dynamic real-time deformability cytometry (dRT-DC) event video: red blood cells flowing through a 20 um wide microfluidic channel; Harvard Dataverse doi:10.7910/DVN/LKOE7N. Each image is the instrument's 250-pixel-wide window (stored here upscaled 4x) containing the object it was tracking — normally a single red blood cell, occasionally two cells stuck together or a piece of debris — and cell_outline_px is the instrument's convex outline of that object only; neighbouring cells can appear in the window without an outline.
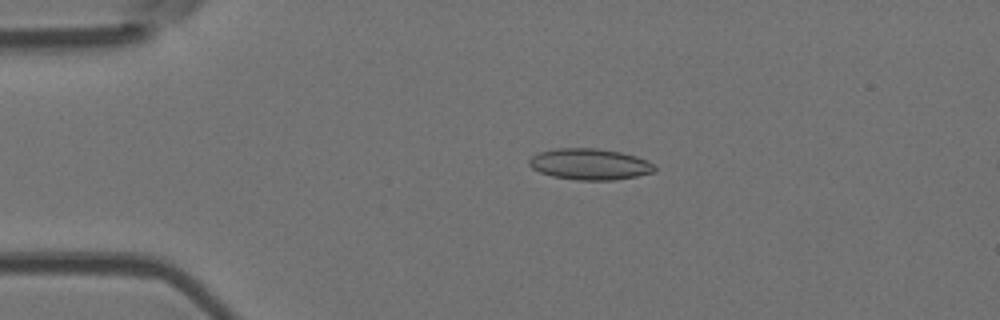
{"species": "Egyptian fruit bat (a non-hibernating species)", "species_latin": "Rousettus aegyptiacus", "temperature_condition": "room temperature", "stored_images_in_passage": 52, "camera_frame_rate_fps": 3000, "um_per_image_px": 0.085, "animal": {"sex": "female"}, "frame": {"image": 1, "passage_image": 11, "time_ms": 3.333, "image_size_px": [1000, 320], "cell_outline_px": [[656, 172], [636, 176], [612, 180], [576, 180], [552, 176], [540, 172], [532, 168], [528, 164], [528, 160], [532, 156], [540, 152], [556, 148], [596, 148], [620, 152], [636, 156], [656, 164]], "centroid_in_image_um": [50.15, 13.95], "position_along_channel_um": 34.9, "area_um2": 22.89}}
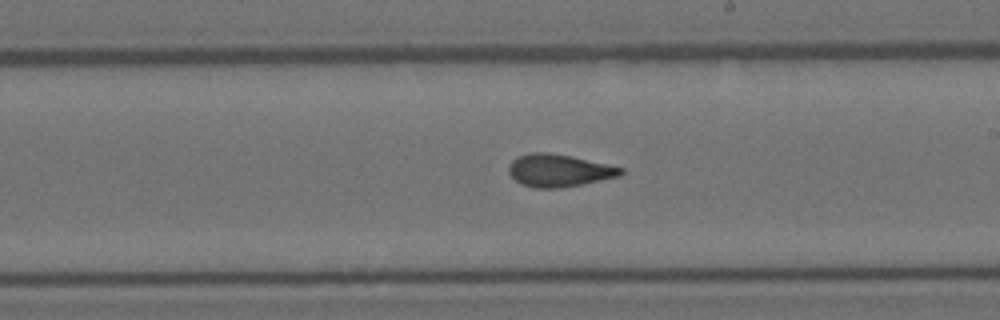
{"frame": {"image": 2, "passage_image": 30, "time_ms": 9.667, "image_size_px": [1000, 320], "cell_outline_px": [[624, 172], [620, 176], [560, 188], [532, 188], [520, 184], [508, 172], [508, 168], [512, 160], [516, 156], [532, 152], [548, 152], [572, 156], [608, 164], [624, 168]], "centroid_in_image_um": [47.49, 14.48], "position_along_channel_um": 241.5, "area_um2": 21.33}}
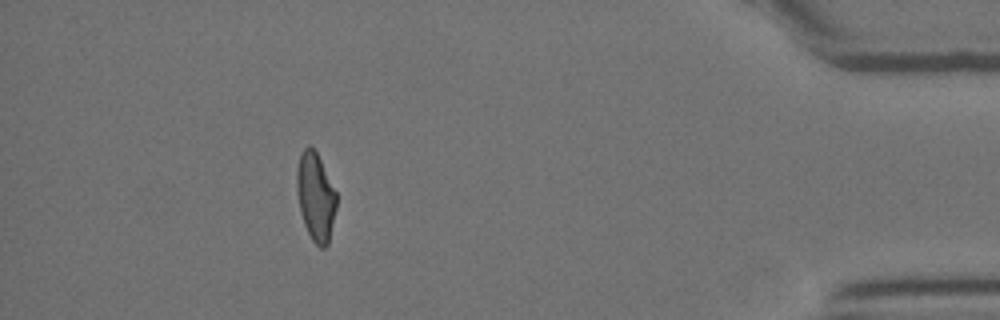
{"frame": {"image": 3, "passage_image": 47, "time_ms": 15.333, "image_size_px": [1000, 320], "cell_outline_px": [[336, 208], [328, 244], [324, 248], [320, 248], [312, 240], [304, 224], [300, 212], [296, 192], [296, 168], [300, 152], [308, 144], [316, 152], [336, 192]], "centroid_in_image_um": [26.8, 16.72], "position_along_channel_um": 408.4, "area_um2": 20.4}, "authors_computed_cell_mechanics": {"area_um2": 21.2415, "velocity_mm_per_s": 3.8907, "shape_relaxation_time_tau1_ms": null, "shape_relaxation_time_tau2_ms": 1.6204, "deformation_change_tau1": null, "deformation_change_tau2": 0.0837}}